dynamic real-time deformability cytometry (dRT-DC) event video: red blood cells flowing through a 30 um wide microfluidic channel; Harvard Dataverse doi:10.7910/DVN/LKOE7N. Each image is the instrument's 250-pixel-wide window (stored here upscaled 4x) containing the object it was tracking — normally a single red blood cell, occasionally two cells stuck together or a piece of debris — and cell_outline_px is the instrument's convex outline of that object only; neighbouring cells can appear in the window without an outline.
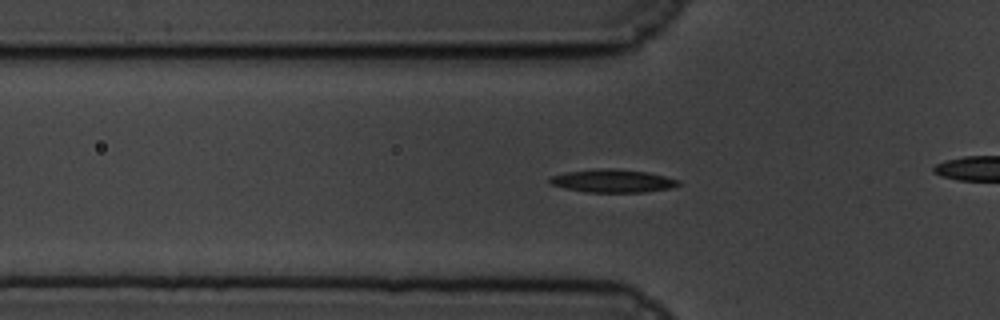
{"species": "common noctule bat (a hibernating species)", "species_latin": "Nyctalus noctula", "temperature_condition": "cold", "stored_images_in_passage": 47, "camera_frame_rate_fps": 3000, "um_per_image_px": 0.085, "animal": {"sex": "male", "body_mass_g": 19.5, "forearm_length_mm": 54.6}, "frame": {"image": 1, "passage_image": 6, "time_ms": 1.667, "image_size_px": [1000, 320], "cell_outline_px": [[680, 184], [672, 188], [644, 192], [584, 192], [564, 188], [548, 184], [548, 176], [564, 172], [596, 168], [612, 168], [648, 172], [680, 180]], "centroid_in_image_um": [52.01, 15.37], "position_along_channel_um": 73.8, "area_um2": 17.63}}
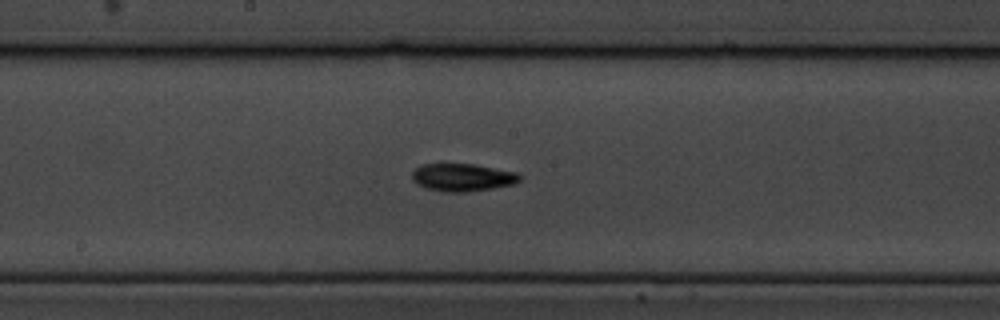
{"frame": {"image": 2, "passage_image": 18, "time_ms": 5.667, "image_size_px": [1000, 320], "cell_outline_px": [[520, 180], [512, 184], [492, 188], [468, 192], [444, 192], [428, 188], [416, 184], [412, 180], [412, 172], [420, 164], [472, 164], [516, 172], [520, 176]], "centroid_in_image_um": [39.27, 15.08], "position_along_channel_um": 208.9, "area_um2": 17.22}}
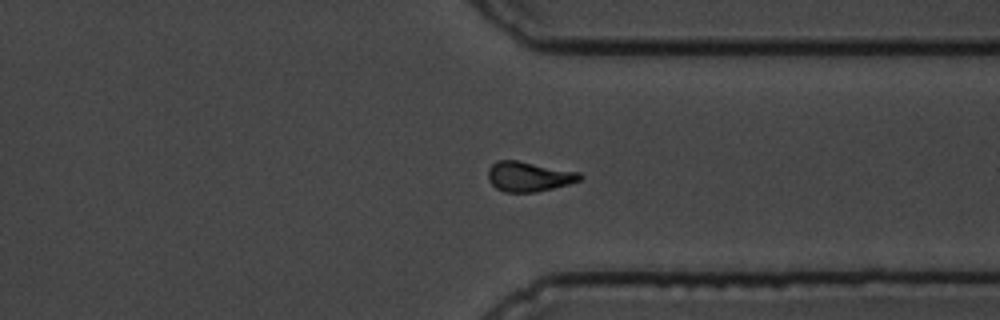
{"frame": {"image": 3, "passage_image": 32, "time_ms": 10.333, "image_size_px": [1000, 320], "cell_outline_px": [[584, 176], [580, 180], [568, 184], [536, 192], [504, 192], [496, 188], [488, 180], [488, 168], [496, 160], [516, 160], [580, 172]], "centroid_in_image_um": [44.93, 15.0], "position_along_channel_um": 366.5, "area_um2": 16.01}, "authors_computed_cell_mechanics": {"area_um2": 16.184, "velocity_mm_per_s": 3.3683, "shape_relaxation_time_tau1_ms": 3.145, "shape_relaxation_time_tau2_ms": null, "deformation_change_tau1": 0.1202, "deformation_change_tau2": null}}